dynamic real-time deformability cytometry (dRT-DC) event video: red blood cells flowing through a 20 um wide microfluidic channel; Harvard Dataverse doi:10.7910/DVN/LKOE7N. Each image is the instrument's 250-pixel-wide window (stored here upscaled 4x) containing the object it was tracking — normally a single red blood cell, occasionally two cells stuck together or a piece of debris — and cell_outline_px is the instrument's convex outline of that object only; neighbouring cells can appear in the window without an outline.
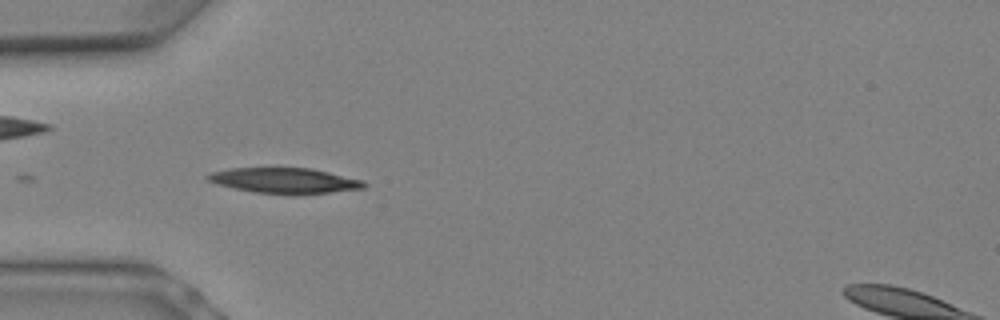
{"species": "Egyptian fruit bat (a non-hibernating species)", "species_latin": "Rousettus aegyptiacus", "temperature_condition": "warm", "stored_images_in_passage": 8, "camera_frame_rate_fps": 3000, "um_per_image_px": 0.085, "animal": {"sex": "female"}, "frame": {"image": 1, "passage_image": 4, "time_ms": 1.0, "image_size_px": [1000, 320], "cell_outline_px": [[368, 184], [364, 188], [332, 192], [292, 196], [256, 192], [232, 188], [216, 184], [208, 180], [204, 176], [212, 172], [228, 168], [312, 168], [364, 180]], "centroid_in_image_um": [24.21, 15.36], "position_along_channel_um": 60.8, "area_um2": 23.64}}